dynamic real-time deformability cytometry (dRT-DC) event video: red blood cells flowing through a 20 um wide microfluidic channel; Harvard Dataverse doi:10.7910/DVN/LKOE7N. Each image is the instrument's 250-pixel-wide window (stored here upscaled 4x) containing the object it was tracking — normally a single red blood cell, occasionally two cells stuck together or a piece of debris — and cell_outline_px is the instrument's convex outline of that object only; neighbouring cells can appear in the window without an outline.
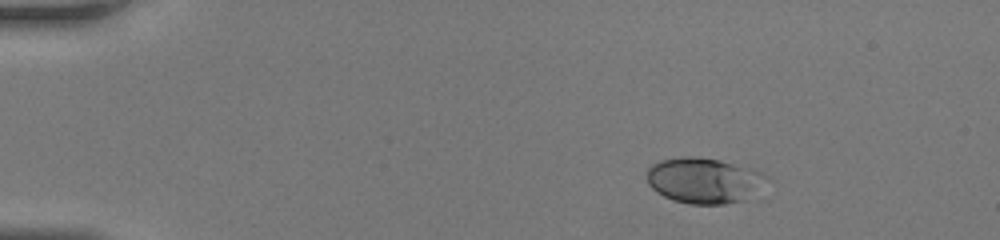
{"species": "human", "species_latin": "Homo sapiens", "temperature_condition": "room temperature", "stored_images_in_passage": 38, "camera_frame_rate_fps": 3000, "um_per_image_px": 0.085, "donor": {"sex": "female"}, "frame": {"image": 1, "passage_image": 1, "time_ms": 0.0, "image_size_px": [1000, 240], "cell_outline_px": [[768, 176], [748, 200], [724, 204], [688, 204], [672, 200], [656, 192], [648, 184], [648, 168], [652, 164], [660, 160], [680, 156], [700, 156], [720, 160], [760, 172]], "centroid_in_image_um": [59.78, 15.34], "position_along_channel_um": 25.2, "area_um2": 31.73}}
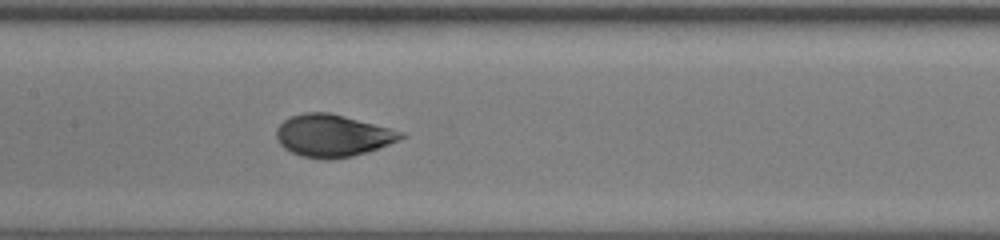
{"frame": {"image": 2, "passage_image": 17, "time_ms": 5.333, "image_size_px": [1000, 240], "cell_outline_px": [[408, 136], [400, 140], [368, 152], [352, 156], [328, 160], [300, 156], [284, 148], [276, 140], [276, 128], [284, 120], [292, 116], [304, 112], [328, 112], [344, 116], [404, 132]], "centroid_in_image_um": [28.27, 11.54], "position_along_channel_um": 179.1, "area_um2": 30.69}}
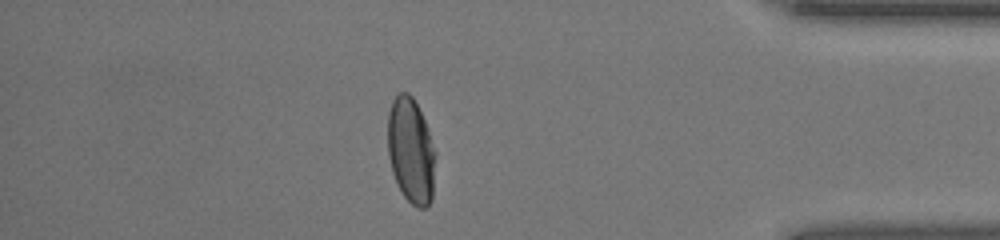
{"frame": {"image": 3, "passage_image": 33, "time_ms": 10.667, "image_size_px": [1000, 240], "cell_outline_px": [[436, 152], [432, 200], [424, 208], [416, 208], [400, 192], [396, 184], [392, 172], [388, 156], [388, 112], [392, 100], [400, 92], [408, 92], [412, 96], [424, 120]], "centroid_in_image_um": [34.92, 12.84], "position_along_channel_um": 400.3, "area_um2": 29.54}}